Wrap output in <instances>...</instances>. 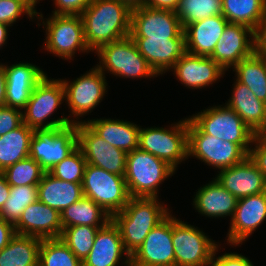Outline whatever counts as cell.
Instances as JSON below:
<instances>
[{
	"label": "cell",
	"instance_id": "obj_1",
	"mask_svg": "<svg viewBox=\"0 0 266 266\" xmlns=\"http://www.w3.org/2000/svg\"><path fill=\"white\" fill-rule=\"evenodd\" d=\"M131 9L117 0H91L81 13L87 46H101L130 35Z\"/></svg>",
	"mask_w": 266,
	"mask_h": 266
},
{
	"label": "cell",
	"instance_id": "obj_2",
	"mask_svg": "<svg viewBox=\"0 0 266 266\" xmlns=\"http://www.w3.org/2000/svg\"><path fill=\"white\" fill-rule=\"evenodd\" d=\"M159 198L130 197L122 211L112 216L119 227L123 246L132 255L144 242L148 233L170 213Z\"/></svg>",
	"mask_w": 266,
	"mask_h": 266
},
{
	"label": "cell",
	"instance_id": "obj_3",
	"mask_svg": "<svg viewBox=\"0 0 266 266\" xmlns=\"http://www.w3.org/2000/svg\"><path fill=\"white\" fill-rule=\"evenodd\" d=\"M176 170L149 152L134 149L127 154L125 181L130 197L158 198L160 184Z\"/></svg>",
	"mask_w": 266,
	"mask_h": 266
},
{
	"label": "cell",
	"instance_id": "obj_4",
	"mask_svg": "<svg viewBox=\"0 0 266 266\" xmlns=\"http://www.w3.org/2000/svg\"><path fill=\"white\" fill-rule=\"evenodd\" d=\"M62 101L65 102V89L61 79H50L46 74L33 88L30 99L22 111L23 123L34 130L71 125L70 116L62 115L61 118H52L48 121V118L51 119L50 116L60 108Z\"/></svg>",
	"mask_w": 266,
	"mask_h": 266
},
{
	"label": "cell",
	"instance_id": "obj_5",
	"mask_svg": "<svg viewBox=\"0 0 266 266\" xmlns=\"http://www.w3.org/2000/svg\"><path fill=\"white\" fill-rule=\"evenodd\" d=\"M41 12L36 14L37 26H45L44 48L47 52L65 60H72L75 53L89 52L84 37V25L81 15H54L51 14L45 21Z\"/></svg>",
	"mask_w": 266,
	"mask_h": 266
},
{
	"label": "cell",
	"instance_id": "obj_6",
	"mask_svg": "<svg viewBox=\"0 0 266 266\" xmlns=\"http://www.w3.org/2000/svg\"><path fill=\"white\" fill-rule=\"evenodd\" d=\"M99 58L96 67L105 75L111 73L120 78H154L155 71L140 54L133 38L129 35L101 46L95 51Z\"/></svg>",
	"mask_w": 266,
	"mask_h": 266
},
{
	"label": "cell",
	"instance_id": "obj_7",
	"mask_svg": "<svg viewBox=\"0 0 266 266\" xmlns=\"http://www.w3.org/2000/svg\"><path fill=\"white\" fill-rule=\"evenodd\" d=\"M138 148L177 170L178 164L188 159V117L169 128L140 126Z\"/></svg>",
	"mask_w": 266,
	"mask_h": 266
},
{
	"label": "cell",
	"instance_id": "obj_8",
	"mask_svg": "<svg viewBox=\"0 0 266 266\" xmlns=\"http://www.w3.org/2000/svg\"><path fill=\"white\" fill-rule=\"evenodd\" d=\"M189 118L205 133L238 144L247 154L257 136L238 114L225 105L210 106Z\"/></svg>",
	"mask_w": 266,
	"mask_h": 266
},
{
	"label": "cell",
	"instance_id": "obj_9",
	"mask_svg": "<svg viewBox=\"0 0 266 266\" xmlns=\"http://www.w3.org/2000/svg\"><path fill=\"white\" fill-rule=\"evenodd\" d=\"M83 194L101 206L111 217L123 210L130 195L124 176L87 164L82 182Z\"/></svg>",
	"mask_w": 266,
	"mask_h": 266
},
{
	"label": "cell",
	"instance_id": "obj_10",
	"mask_svg": "<svg viewBox=\"0 0 266 266\" xmlns=\"http://www.w3.org/2000/svg\"><path fill=\"white\" fill-rule=\"evenodd\" d=\"M191 156L220 171L241 163L248 154L236 143L205 134L188 117V159Z\"/></svg>",
	"mask_w": 266,
	"mask_h": 266
},
{
	"label": "cell",
	"instance_id": "obj_11",
	"mask_svg": "<svg viewBox=\"0 0 266 266\" xmlns=\"http://www.w3.org/2000/svg\"><path fill=\"white\" fill-rule=\"evenodd\" d=\"M78 147L77 124L36 129L30 141L29 157L49 172Z\"/></svg>",
	"mask_w": 266,
	"mask_h": 266
},
{
	"label": "cell",
	"instance_id": "obj_12",
	"mask_svg": "<svg viewBox=\"0 0 266 266\" xmlns=\"http://www.w3.org/2000/svg\"><path fill=\"white\" fill-rule=\"evenodd\" d=\"M172 243L175 266H212L217 242L198 227L173 215Z\"/></svg>",
	"mask_w": 266,
	"mask_h": 266
},
{
	"label": "cell",
	"instance_id": "obj_13",
	"mask_svg": "<svg viewBox=\"0 0 266 266\" xmlns=\"http://www.w3.org/2000/svg\"><path fill=\"white\" fill-rule=\"evenodd\" d=\"M96 66L91 68L73 81L61 79L65 89V102L68 104L72 123L86 122L80 117L91 113L97 105L103 100L107 94V80ZM72 113V115H71ZM78 118V119H77ZM76 119V120H75Z\"/></svg>",
	"mask_w": 266,
	"mask_h": 266
},
{
	"label": "cell",
	"instance_id": "obj_14",
	"mask_svg": "<svg viewBox=\"0 0 266 266\" xmlns=\"http://www.w3.org/2000/svg\"><path fill=\"white\" fill-rule=\"evenodd\" d=\"M78 147L87 164L110 173L125 176L127 152L111 146L99 137L85 122L77 124Z\"/></svg>",
	"mask_w": 266,
	"mask_h": 266
},
{
	"label": "cell",
	"instance_id": "obj_15",
	"mask_svg": "<svg viewBox=\"0 0 266 266\" xmlns=\"http://www.w3.org/2000/svg\"><path fill=\"white\" fill-rule=\"evenodd\" d=\"M184 33L175 11L141 6L131 11L132 38L178 39Z\"/></svg>",
	"mask_w": 266,
	"mask_h": 266
},
{
	"label": "cell",
	"instance_id": "obj_16",
	"mask_svg": "<svg viewBox=\"0 0 266 266\" xmlns=\"http://www.w3.org/2000/svg\"><path fill=\"white\" fill-rule=\"evenodd\" d=\"M172 234L171 213L148 233L144 242L130 256L131 266H175Z\"/></svg>",
	"mask_w": 266,
	"mask_h": 266
},
{
	"label": "cell",
	"instance_id": "obj_17",
	"mask_svg": "<svg viewBox=\"0 0 266 266\" xmlns=\"http://www.w3.org/2000/svg\"><path fill=\"white\" fill-rule=\"evenodd\" d=\"M254 52L255 31L243 24L228 23L210 57L226 72Z\"/></svg>",
	"mask_w": 266,
	"mask_h": 266
},
{
	"label": "cell",
	"instance_id": "obj_18",
	"mask_svg": "<svg viewBox=\"0 0 266 266\" xmlns=\"http://www.w3.org/2000/svg\"><path fill=\"white\" fill-rule=\"evenodd\" d=\"M266 220V191L239 198L227 233V244L242 245Z\"/></svg>",
	"mask_w": 266,
	"mask_h": 266
},
{
	"label": "cell",
	"instance_id": "obj_19",
	"mask_svg": "<svg viewBox=\"0 0 266 266\" xmlns=\"http://www.w3.org/2000/svg\"><path fill=\"white\" fill-rule=\"evenodd\" d=\"M130 256L123 246L119 227L111 219L98 229L92 249L83 259L82 266H117L122 259L121 266H131Z\"/></svg>",
	"mask_w": 266,
	"mask_h": 266
},
{
	"label": "cell",
	"instance_id": "obj_20",
	"mask_svg": "<svg viewBox=\"0 0 266 266\" xmlns=\"http://www.w3.org/2000/svg\"><path fill=\"white\" fill-rule=\"evenodd\" d=\"M133 40L140 54L159 76L171 70L187 53L184 33L178 39L133 38Z\"/></svg>",
	"mask_w": 266,
	"mask_h": 266
},
{
	"label": "cell",
	"instance_id": "obj_21",
	"mask_svg": "<svg viewBox=\"0 0 266 266\" xmlns=\"http://www.w3.org/2000/svg\"><path fill=\"white\" fill-rule=\"evenodd\" d=\"M14 226L16 234L41 239L59 238L62 233L60 212L39 200L24 209Z\"/></svg>",
	"mask_w": 266,
	"mask_h": 266
},
{
	"label": "cell",
	"instance_id": "obj_22",
	"mask_svg": "<svg viewBox=\"0 0 266 266\" xmlns=\"http://www.w3.org/2000/svg\"><path fill=\"white\" fill-rule=\"evenodd\" d=\"M6 74L5 106L23 110L33 88L45 77L43 69L31 63L4 64Z\"/></svg>",
	"mask_w": 266,
	"mask_h": 266
},
{
	"label": "cell",
	"instance_id": "obj_23",
	"mask_svg": "<svg viewBox=\"0 0 266 266\" xmlns=\"http://www.w3.org/2000/svg\"><path fill=\"white\" fill-rule=\"evenodd\" d=\"M218 173L216 180L237 199L266 191V178L249 156Z\"/></svg>",
	"mask_w": 266,
	"mask_h": 266
},
{
	"label": "cell",
	"instance_id": "obj_24",
	"mask_svg": "<svg viewBox=\"0 0 266 266\" xmlns=\"http://www.w3.org/2000/svg\"><path fill=\"white\" fill-rule=\"evenodd\" d=\"M185 87L202 89L216 83L225 74L224 69L211 57L186 53L171 69Z\"/></svg>",
	"mask_w": 266,
	"mask_h": 266
},
{
	"label": "cell",
	"instance_id": "obj_25",
	"mask_svg": "<svg viewBox=\"0 0 266 266\" xmlns=\"http://www.w3.org/2000/svg\"><path fill=\"white\" fill-rule=\"evenodd\" d=\"M232 95L225 103L233 109L257 136L266 135V108L264 101L235 78Z\"/></svg>",
	"mask_w": 266,
	"mask_h": 266
},
{
	"label": "cell",
	"instance_id": "obj_26",
	"mask_svg": "<svg viewBox=\"0 0 266 266\" xmlns=\"http://www.w3.org/2000/svg\"><path fill=\"white\" fill-rule=\"evenodd\" d=\"M228 23L223 15H215L186 25L184 34L187 52L210 57Z\"/></svg>",
	"mask_w": 266,
	"mask_h": 266
},
{
	"label": "cell",
	"instance_id": "obj_27",
	"mask_svg": "<svg viewBox=\"0 0 266 266\" xmlns=\"http://www.w3.org/2000/svg\"><path fill=\"white\" fill-rule=\"evenodd\" d=\"M193 198V206L197 212L205 217L219 218L233 217L238 199L228 192L213 178L209 183L201 186Z\"/></svg>",
	"mask_w": 266,
	"mask_h": 266
},
{
	"label": "cell",
	"instance_id": "obj_28",
	"mask_svg": "<svg viewBox=\"0 0 266 266\" xmlns=\"http://www.w3.org/2000/svg\"><path fill=\"white\" fill-rule=\"evenodd\" d=\"M99 137L111 146L131 152L138 148L140 126L119 119H88L85 122Z\"/></svg>",
	"mask_w": 266,
	"mask_h": 266
},
{
	"label": "cell",
	"instance_id": "obj_29",
	"mask_svg": "<svg viewBox=\"0 0 266 266\" xmlns=\"http://www.w3.org/2000/svg\"><path fill=\"white\" fill-rule=\"evenodd\" d=\"M37 188L38 200L60 213L84 196L82 183L59 180L48 172L44 173Z\"/></svg>",
	"mask_w": 266,
	"mask_h": 266
},
{
	"label": "cell",
	"instance_id": "obj_30",
	"mask_svg": "<svg viewBox=\"0 0 266 266\" xmlns=\"http://www.w3.org/2000/svg\"><path fill=\"white\" fill-rule=\"evenodd\" d=\"M41 242L36 236L16 234L0 250V266H38Z\"/></svg>",
	"mask_w": 266,
	"mask_h": 266
},
{
	"label": "cell",
	"instance_id": "obj_31",
	"mask_svg": "<svg viewBox=\"0 0 266 266\" xmlns=\"http://www.w3.org/2000/svg\"><path fill=\"white\" fill-rule=\"evenodd\" d=\"M60 214L62 229L78 225L103 227L112 219L101 206L85 196Z\"/></svg>",
	"mask_w": 266,
	"mask_h": 266
},
{
	"label": "cell",
	"instance_id": "obj_32",
	"mask_svg": "<svg viewBox=\"0 0 266 266\" xmlns=\"http://www.w3.org/2000/svg\"><path fill=\"white\" fill-rule=\"evenodd\" d=\"M35 132L22 123L18 128L0 136V172L29 157L30 141Z\"/></svg>",
	"mask_w": 266,
	"mask_h": 266
},
{
	"label": "cell",
	"instance_id": "obj_33",
	"mask_svg": "<svg viewBox=\"0 0 266 266\" xmlns=\"http://www.w3.org/2000/svg\"><path fill=\"white\" fill-rule=\"evenodd\" d=\"M222 15L229 23L256 31L266 15V0H222Z\"/></svg>",
	"mask_w": 266,
	"mask_h": 266
},
{
	"label": "cell",
	"instance_id": "obj_34",
	"mask_svg": "<svg viewBox=\"0 0 266 266\" xmlns=\"http://www.w3.org/2000/svg\"><path fill=\"white\" fill-rule=\"evenodd\" d=\"M236 79L245 84L254 95L263 101L266 99V56L256 51L243 59L234 68Z\"/></svg>",
	"mask_w": 266,
	"mask_h": 266
},
{
	"label": "cell",
	"instance_id": "obj_35",
	"mask_svg": "<svg viewBox=\"0 0 266 266\" xmlns=\"http://www.w3.org/2000/svg\"><path fill=\"white\" fill-rule=\"evenodd\" d=\"M37 200V186H10L9 198L0 210V217L6 222L15 225L24 209Z\"/></svg>",
	"mask_w": 266,
	"mask_h": 266
},
{
	"label": "cell",
	"instance_id": "obj_36",
	"mask_svg": "<svg viewBox=\"0 0 266 266\" xmlns=\"http://www.w3.org/2000/svg\"><path fill=\"white\" fill-rule=\"evenodd\" d=\"M38 266H82V261L61 239H42Z\"/></svg>",
	"mask_w": 266,
	"mask_h": 266
},
{
	"label": "cell",
	"instance_id": "obj_37",
	"mask_svg": "<svg viewBox=\"0 0 266 266\" xmlns=\"http://www.w3.org/2000/svg\"><path fill=\"white\" fill-rule=\"evenodd\" d=\"M222 4V0H179L175 13L184 28L190 23L222 15Z\"/></svg>",
	"mask_w": 266,
	"mask_h": 266
},
{
	"label": "cell",
	"instance_id": "obj_38",
	"mask_svg": "<svg viewBox=\"0 0 266 266\" xmlns=\"http://www.w3.org/2000/svg\"><path fill=\"white\" fill-rule=\"evenodd\" d=\"M99 228L102 227L85 225L66 227L62 229L59 239L68 246L78 259L83 261L92 249Z\"/></svg>",
	"mask_w": 266,
	"mask_h": 266
},
{
	"label": "cell",
	"instance_id": "obj_39",
	"mask_svg": "<svg viewBox=\"0 0 266 266\" xmlns=\"http://www.w3.org/2000/svg\"><path fill=\"white\" fill-rule=\"evenodd\" d=\"M10 186H37L45 171L33 158L27 157L1 172Z\"/></svg>",
	"mask_w": 266,
	"mask_h": 266
},
{
	"label": "cell",
	"instance_id": "obj_40",
	"mask_svg": "<svg viewBox=\"0 0 266 266\" xmlns=\"http://www.w3.org/2000/svg\"><path fill=\"white\" fill-rule=\"evenodd\" d=\"M87 162L77 147L70 155L57 163L48 173L53 177L75 183H82Z\"/></svg>",
	"mask_w": 266,
	"mask_h": 266
},
{
	"label": "cell",
	"instance_id": "obj_41",
	"mask_svg": "<svg viewBox=\"0 0 266 266\" xmlns=\"http://www.w3.org/2000/svg\"><path fill=\"white\" fill-rule=\"evenodd\" d=\"M25 14L29 20L35 19L36 14L21 0H0L1 23L13 26Z\"/></svg>",
	"mask_w": 266,
	"mask_h": 266
},
{
	"label": "cell",
	"instance_id": "obj_42",
	"mask_svg": "<svg viewBox=\"0 0 266 266\" xmlns=\"http://www.w3.org/2000/svg\"><path fill=\"white\" fill-rule=\"evenodd\" d=\"M22 123V110L8 106H0V136L18 128Z\"/></svg>",
	"mask_w": 266,
	"mask_h": 266
},
{
	"label": "cell",
	"instance_id": "obj_43",
	"mask_svg": "<svg viewBox=\"0 0 266 266\" xmlns=\"http://www.w3.org/2000/svg\"><path fill=\"white\" fill-rule=\"evenodd\" d=\"M55 9L52 11L54 15H81V13L89 6L91 0H53Z\"/></svg>",
	"mask_w": 266,
	"mask_h": 266
},
{
	"label": "cell",
	"instance_id": "obj_44",
	"mask_svg": "<svg viewBox=\"0 0 266 266\" xmlns=\"http://www.w3.org/2000/svg\"><path fill=\"white\" fill-rule=\"evenodd\" d=\"M248 156L266 178V135L256 136Z\"/></svg>",
	"mask_w": 266,
	"mask_h": 266
},
{
	"label": "cell",
	"instance_id": "obj_45",
	"mask_svg": "<svg viewBox=\"0 0 266 266\" xmlns=\"http://www.w3.org/2000/svg\"><path fill=\"white\" fill-rule=\"evenodd\" d=\"M218 245L213 254V262L212 266H254V264L249 260L248 257L243 256L242 254H238L235 252L224 253L221 256H216L219 250ZM216 257V258H215Z\"/></svg>",
	"mask_w": 266,
	"mask_h": 266
},
{
	"label": "cell",
	"instance_id": "obj_46",
	"mask_svg": "<svg viewBox=\"0 0 266 266\" xmlns=\"http://www.w3.org/2000/svg\"><path fill=\"white\" fill-rule=\"evenodd\" d=\"M255 51L266 56V15L255 31Z\"/></svg>",
	"mask_w": 266,
	"mask_h": 266
},
{
	"label": "cell",
	"instance_id": "obj_47",
	"mask_svg": "<svg viewBox=\"0 0 266 266\" xmlns=\"http://www.w3.org/2000/svg\"><path fill=\"white\" fill-rule=\"evenodd\" d=\"M16 235L15 226L0 217V250Z\"/></svg>",
	"mask_w": 266,
	"mask_h": 266
},
{
	"label": "cell",
	"instance_id": "obj_48",
	"mask_svg": "<svg viewBox=\"0 0 266 266\" xmlns=\"http://www.w3.org/2000/svg\"><path fill=\"white\" fill-rule=\"evenodd\" d=\"M179 0H147L145 6L151 9L176 11Z\"/></svg>",
	"mask_w": 266,
	"mask_h": 266
},
{
	"label": "cell",
	"instance_id": "obj_49",
	"mask_svg": "<svg viewBox=\"0 0 266 266\" xmlns=\"http://www.w3.org/2000/svg\"><path fill=\"white\" fill-rule=\"evenodd\" d=\"M10 185L7 183L4 175L0 172V210L9 198Z\"/></svg>",
	"mask_w": 266,
	"mask_h": 266
},
{
	"label": "cell",
	"instance_id": "obj_50",
	"mask_svg": "<svg viewBox=\"0 0 266 266\" xmlns=\"http://www.w3.org/2000/svg\"><path fill=\"white\" fill-rule=\"evenodd\" d=\"M6 74L4 64L0 63V106H5L6 100Z\"/></svg>",
	"mask_w": 266,
	"mask_h": 266
},
{
	"label": "cell",
	"instance_id": "obj_51",
	"mask_svg": "<svg viewBox=\"0 0 266 266\" xmlns=\"http://www.w3.org/2000/svg\"><path fill=\"white\" fill-rule=\"evenodd\" d=\"M8 27L11 26L0 22V49L7 43Z\"/></svg>",
	"mask_w": 266,
	"mask_h": 266
},
{
	"label": "cell",
	"instance_id": "obj_52",
	"mask_svg": "<svg viewBox=\"0 0 266 266\" xmlns=\"http://www.w3.org/2000/svg\"><path fill=\"white\" fill-rule=\"evenodd\" d=\"M117 1H120L121 3L127 5L132 10L141 6H145L147 0H117Z\"/></svg>",
	"mask_w": 266,
	"mask_h": 266
},
{
	"label": "cell",
	"instance_id": "obj_53",
	"mask_svg": "<svg viewBox=\"0 0 266 266\" xmlns=\"http://www.w3.org/2000/svg\"><path fill=\"white\" fill-rule=\"evenodd\" d=\"M23 3H25L35 14H37V10L35 9V6L40 0H21ZM42 1V0H41Z\"/></svg>",
	"mask_w": 266,
	"mask_h": 266
}]
</instances>
